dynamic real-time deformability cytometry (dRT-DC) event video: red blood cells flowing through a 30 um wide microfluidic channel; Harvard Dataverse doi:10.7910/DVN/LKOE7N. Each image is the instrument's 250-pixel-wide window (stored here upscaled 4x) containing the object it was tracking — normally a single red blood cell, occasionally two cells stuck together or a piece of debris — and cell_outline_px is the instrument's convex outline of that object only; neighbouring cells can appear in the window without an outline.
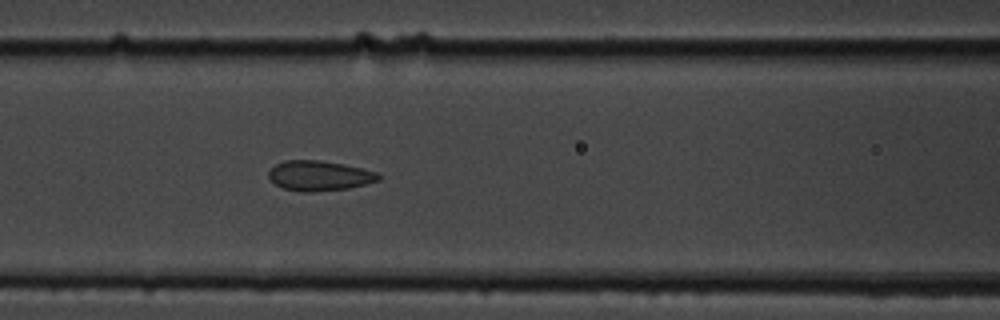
{"species": "common noctule bat (a hibernating species)", "species_latin": "Nyctalus noctula", "temperature_condition": "cold", "stored_images_in_passage": 6, "camera_frame_rate_fps": 3000, "um_per_image_px": 0.085, "animal": {"sex": "male", "body_mass_g": 19.5, "forearm_length_mm": 54.6}, "frame": {"image": 1, "passage_image": 6, "time_ms": 5.667, "image_size_px": [1000, 320], "cell_outline_px": [[380, 180], [348, 188], [312, 192], [300, 192], [284, 188], [276, 184], [268, 176], [268, 172], [276, 164], [284, 160], [320, 160], [344, 164], [376, 172], [380, 176]], "centroid_in_image_um": [27.12, 14.93], "position_along_channel_um": 139.5, "area_um2": 19.07}}